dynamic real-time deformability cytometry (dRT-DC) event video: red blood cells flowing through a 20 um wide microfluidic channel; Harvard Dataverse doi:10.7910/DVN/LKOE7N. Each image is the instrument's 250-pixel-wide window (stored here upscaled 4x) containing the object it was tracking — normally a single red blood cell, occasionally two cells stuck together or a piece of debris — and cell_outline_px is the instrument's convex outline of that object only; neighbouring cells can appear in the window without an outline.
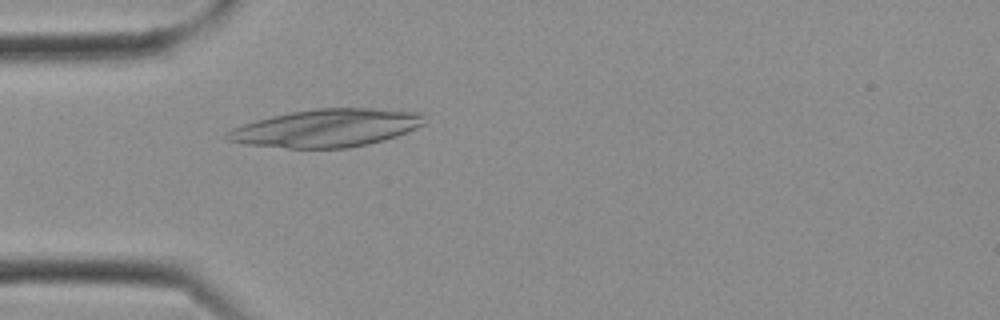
{"species": "Egyptian fruit bat (a non-hibernating species)", "species_latin": "Rousettus aegyptiacus", "temperature_condition": "cold", "stored_images_in_passage": 8, "camera_frame_rate_fps": 3000, "um_per_image_px": 0.085, "frame": {"image": 1, "passage_image": 8, "time_ms": 2.333, "image_size_px": [1000, 320], "cell_outline_px": [[424, 124], [416, 128], [396, 136], [384, 140], [368, 144], [344, 148], [288, 148], [248, 144], [228, 140], [224, 136], [232, 128], [256, 120], [272, 116], [292, 112], [316, 108], [372, 108], [424, 112]], "centroid_in_image_um": [27.8, 10.87], "position_along_channel_um": 57.2, "area_um2": 43.29}}